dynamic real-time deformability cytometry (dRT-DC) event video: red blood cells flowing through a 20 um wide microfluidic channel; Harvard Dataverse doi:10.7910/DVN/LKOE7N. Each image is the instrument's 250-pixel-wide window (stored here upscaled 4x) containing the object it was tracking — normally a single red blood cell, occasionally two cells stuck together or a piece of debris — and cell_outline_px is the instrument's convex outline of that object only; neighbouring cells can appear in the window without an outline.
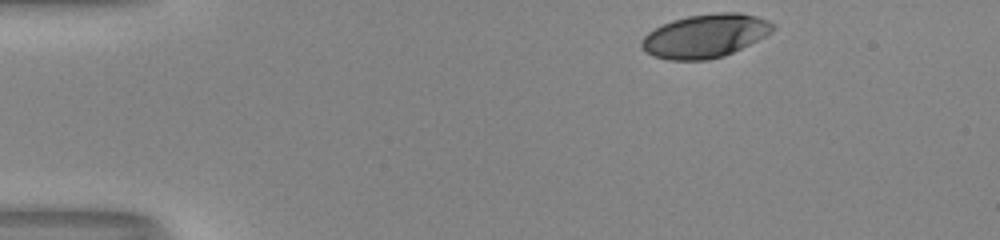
{"species": "human", "species_latin": "Homo sapiens", "temperature_condition": "room temperature", "stored_images_in_passage": 36, "camera_frame_rate_fps": 3000, "um_per_image_px": 0.085, "donor": {"sex": "male"}, "frame": {"image": 1, "passage_image": 1, "time_ms": 0.0, "image_size_px": [1000, 240], "cell_outline_px": [[776, 28], [772, 32], [724, 56], [708, 60], [668, 60], [652, 56], [640, 44], [640, 40], [648, 32], [672, 20], [688, 16], [720, 12], [740, 12], [756, 16], [768, 20], [776, 24]], "centroid_in_image_um": [59.95, 3.04], "position_along_channel_um": 25.1, "area_um2": 33.12}}
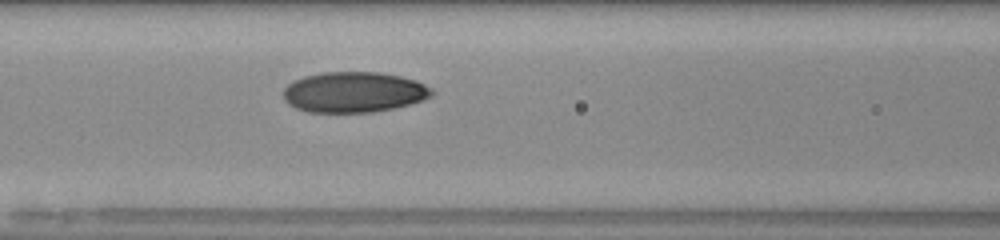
{"frame": {"image": 2, "passage_image": 16, "time_ms": 5.0, "image_size_px": [1000, 240], "cell_outline_px": [[436, 92], [432, 96], [408, 104], [392, 108], [372, 112], [308, 112], [296, 108], [288, 104], [284, 100], [284, 88], [292, 80], [304, 76], [324, 72], [380, 72], [400, 76], [416, 80], [432, 88]], "centroid_in_image_um": [30.06, 7.82], "position_along_channel_um": 136.5, "area_um2": 35.14}}
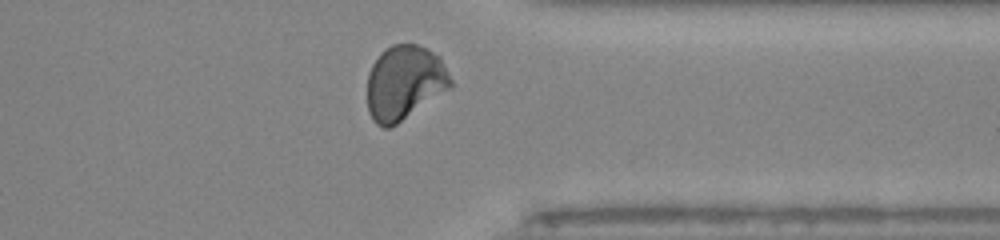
{"frame": {"image": 3, "passage_image": 34, "time_ms": 11.0, "image_size_px": [1000, 240], "cell_outline_px": [[452, 88], [396, 124], [388, 128], [384, 128], [376, 124], [372, 120], [368, 112], [368, 72], [372, 64], [380, 52], [392, 44], [416, 44], [428, 48], [440, 56], [452, 80]], "centroid_in_image_um": [34.39, 7.02], "position_along_channel_um": 377.0, "area_um2": 36.53}, "authors_computed_cell_mechanics": {"area_um2": 34.7089, "velocity_mm_per_s": 4.0663, "shape_relaxation_time_tau1_ms": 4.3028, "shape_relaxation_time_tau2_ms": 1.1184, "deformation_change_tau1": 0.1532, "deformation_change_tau2": 0.0522}}